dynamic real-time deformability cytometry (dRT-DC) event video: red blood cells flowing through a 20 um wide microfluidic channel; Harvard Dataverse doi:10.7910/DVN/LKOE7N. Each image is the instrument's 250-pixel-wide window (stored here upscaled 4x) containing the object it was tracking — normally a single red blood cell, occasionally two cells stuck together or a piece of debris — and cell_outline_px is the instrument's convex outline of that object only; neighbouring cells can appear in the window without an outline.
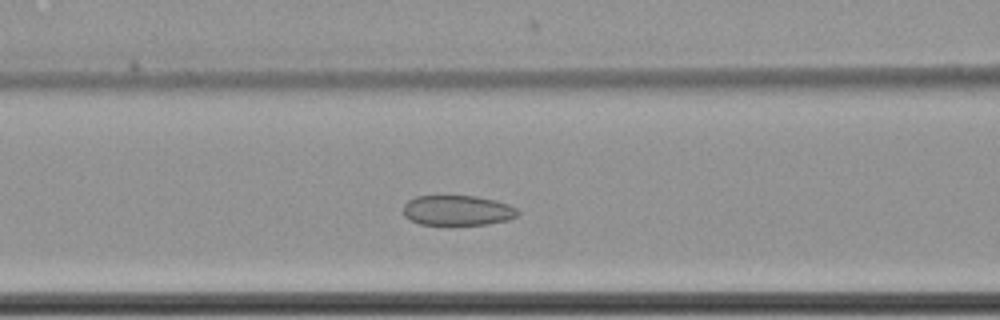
{"species": "common noctule bat (a hibernating species)", "species_latin": "Nyctalus noctula", "temperature_condition": "cold", "stored_images_in_passage": 55, "camera_frame_rate_fps": 3000, "um_per_image_px": 0.085, "animal": {"sex": "female", "body_mass_g": 22.7, "forearm_length_mm": 54.2}, "frame": {"image": 1, "passage_image": 20, "time_ms": 6.333, "image_size_px": [1000, 320], "cell_outline_px": [[520, 212], [516, 216], [508, 220], [488, 224], [420, 224], [404, 216], [404, 204], [408, 200], [416, 196], [476, 196], [496, 200], [508, 204], [516, 208]], "centroid_in_image_um": [38.91, 17.87], "position_along_channel_um": 127.7, "area_um2": 20.0}}
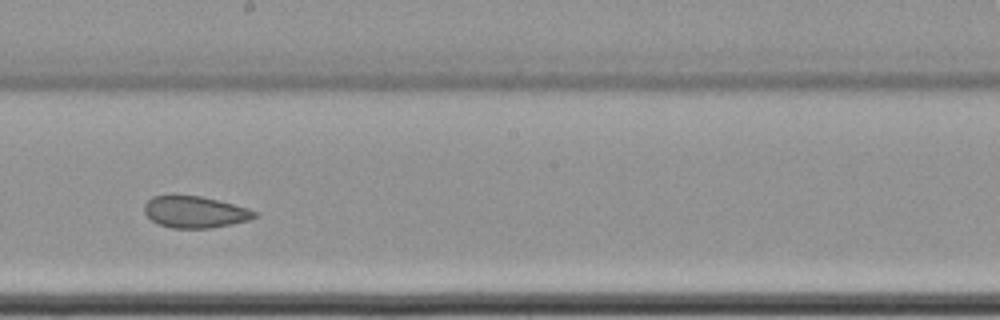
{"frame": {"image": 2, "passage_image": 29, "time_ms": 9.333, "image_size_px": [1000, 320], "cell_outline_px": [[256, 216], [248, 220], [232, 224], [212, 228], [172, 228], [160, 224], [152, 220], [144, 212], [144, 204], [152, 196], [200, 196], [248, 208], [256, 212]], "centroid_in_image_um": [16.56, 18.03], "position_along_channel_um": 231.6, "area_um2": 20.0}}
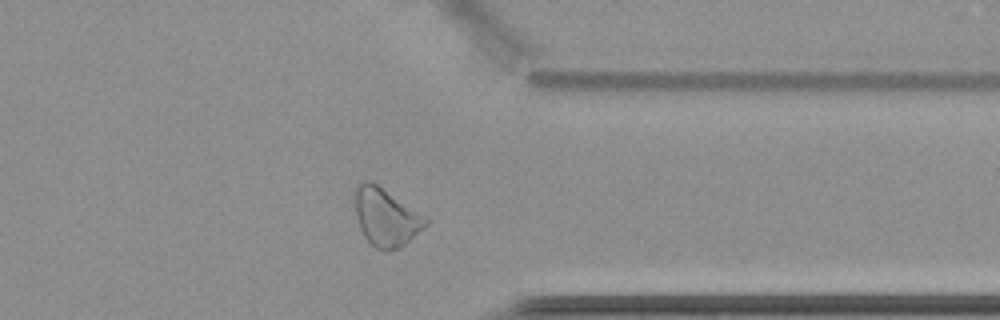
{"frame": {"image": 3, "passage_image": 42, "time_ms": 13.667, "image_size_px": [1000, 320], "cell_outline_px": [[428, 224], [400, 248], [388, 252], [384, 252], [376, 248], [364, 236], [360, 228], [356, 216], [356, 188], [364, 180], [368, 180], [376, 184], [428, 220]], "centroid_in_image_um": [32.78, 18.52], "position_along_channel_um": 378.6, "area_um2": 23.0}, "authors_computed_cell_mechanics": {"area_um2": 23.0622, "velocity_mm_per_s": 3.4707, "shape_relaxation_time_tau1_ms": null, "shape_relaxation_time_tau2_ms": 3.5584, "deformation_change_tau1": null, "deformation_change_tau2": 0.0757}}